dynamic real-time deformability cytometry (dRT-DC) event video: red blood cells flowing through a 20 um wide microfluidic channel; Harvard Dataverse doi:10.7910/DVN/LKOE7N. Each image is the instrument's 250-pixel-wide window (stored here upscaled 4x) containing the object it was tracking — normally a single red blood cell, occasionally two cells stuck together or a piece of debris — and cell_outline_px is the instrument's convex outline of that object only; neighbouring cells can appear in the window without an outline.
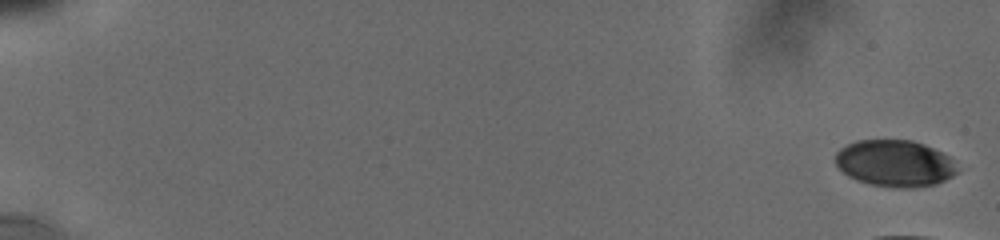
{"species": "human", "species_latin": "Homo sapiens", "temperature_condition": "cold", "stored_images_in_passage": 38, "camera_frame_rate_fps": 3000, "um_per_image_px": 0.085, "donor": {"sex": "male"}, "frame": {"image": 1, "passage_image": 1, "time_ms": 0.0, "image_size_px": [1000, 240], "cell_outline_px": [[956, 172], [952, 176], [936, 184], [912, 188], [896, 188], [872, 184], [856, 180], [848, 176], [836, 164], [836, 152], [840, 148], [856, 140], [912, 140], [924, 144], [948, 156], [956, 168]], "centroid_in_image_um": [76.03, 13.88], "position_along_channel_um": 9.0, "area_um2": 32.83}}
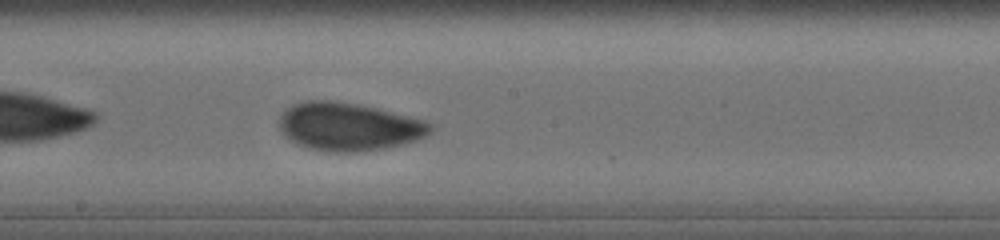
{"frame": {"image": 2, "passage_image": 25, "time_ms": 11.667, "image_size_px": [1000, 240], "cell_outline_px": [[432, 132], [428, 136], [416, 140], [384, 148], [364, 152], [332, 152], [308, 148], [296, 144], [288, 140], [280, 128], [280, 116], [288, 108], [296, 104], [308, 100], [328, 100], [356, 104], [376, 108], [424, 120], [432, 124]], "centroid_in_image_um": [29.65, 10.78], "position_along_channel_um": 218.5, "area_um2": 42.14}}
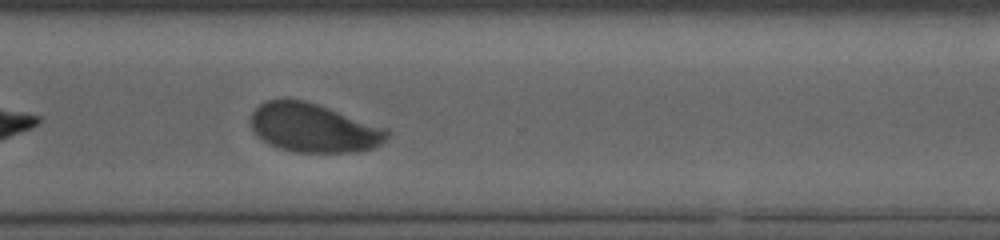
{"frame": {"image": 3, "passage_image": 32, "time_ms": 15.0, "image_size_px": [1000, 240], "cell_outline_px": [[388, 136], [380, 144], [372, 148], [356, 152], [296, 152], [280, 148], [264, 140], [252, 128], [252, 112], [260, 104], [268, 100], [304, 100], [388, 128]], "centroid_in_image_um": [26.69, 10.88], "position_along_channel_um": 343.9, "area_um2": 38.03}, "authors_computed_cell_mechanics": {"area_um2": 40.5178, "velocity_mm_per_s": 3.7724, "shape_relaxation_time_tau1_ms": 3.1343, "shape_relaxation_time_tau2_ms": null, "deformation_change_tau1": 0.1241, "deformation_change_tau2": null}}